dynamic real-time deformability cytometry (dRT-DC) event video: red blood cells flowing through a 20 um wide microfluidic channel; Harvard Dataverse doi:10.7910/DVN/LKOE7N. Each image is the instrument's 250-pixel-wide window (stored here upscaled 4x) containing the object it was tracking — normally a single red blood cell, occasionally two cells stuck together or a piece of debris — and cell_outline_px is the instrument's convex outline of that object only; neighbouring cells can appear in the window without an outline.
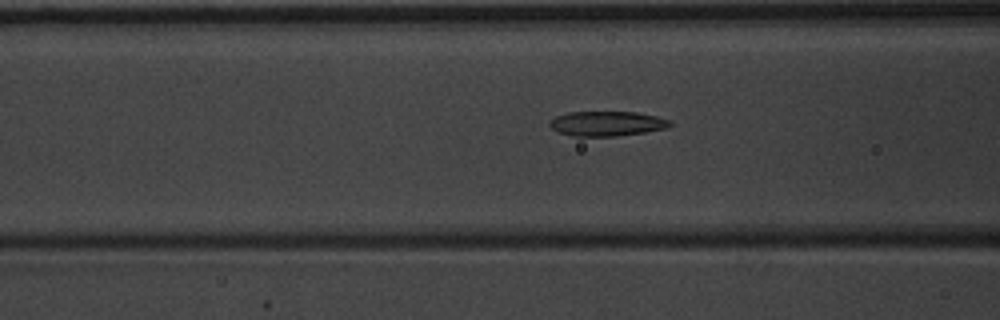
{"species": "common noctule bat (a hibernating species)", "species_latin": "Nyctalus noctula", "temperature_condition": "warm", "stored_images_in_passage": 35, "camera_frame_rate_fps": 3000, "um_per_image_px": 0.085, "animal": {"sex": "male", "body_mass_g": 20.1, "forearm_length_mm": 53.5}, "frame": {"image": 1, "passage_image": 4, "time_ms": 1.0, "image_size_px": [1000, 320], "cell_outline_px": [[672, 124], [668, 128], [644, 132], [616, 136], [572, 136], [560, 132], [552, 128], [548, 124], [548, 120], [556, 116], [568, 112], [636, 112], [656, 116], [672, 120]], "centroid_in_image_um": [51.59, 10.5], "position_along_channel_um": 115.0, "area_um2": 17.46}}
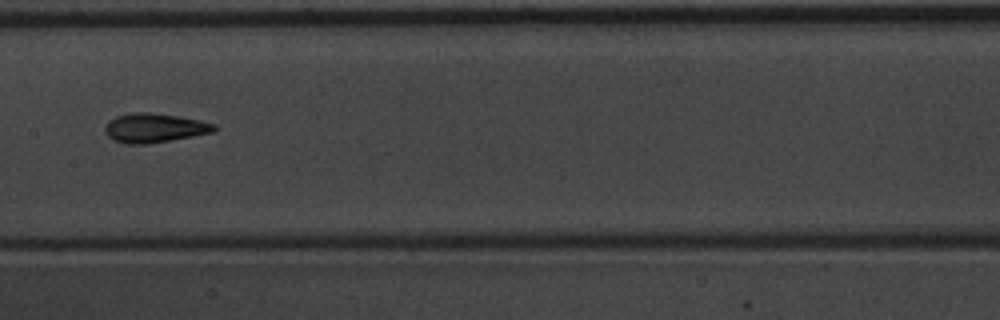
{"frame": {"image": 2, "passage_image": 10, "time_ms": 3.0, "image_size_px": [1000, 320], "cell_outline_px": [[216, 128], [212, 132], [192, 136], [148, 144], [124, 144], [112, 140], [104, 132], [104, 128], [108, 120], [116, 116], [132, 112], [148, 112], [176, 116], [200, 120], [216, 124]], "centroid_in_image_um": [13.06, 10.88], "position_along_channel_um": 194.3, "area_um2": 18.61}}
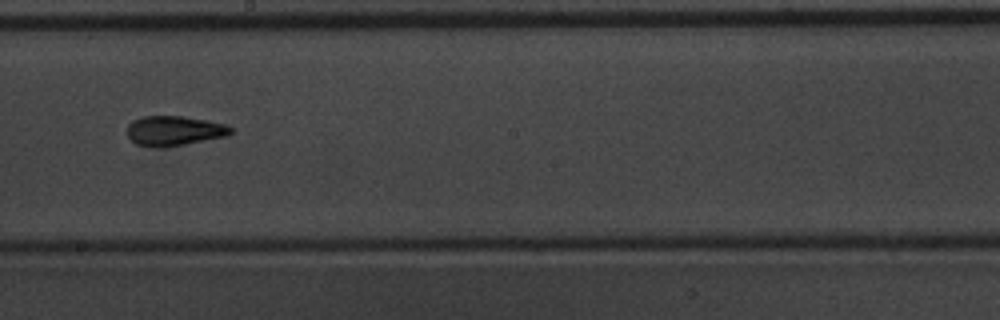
{"frame": {"image": 3, "passage_image": 13, "time_ms": 4.0, "image_size_px": [1000, 320], "cell_outline_px": [[236, 132], [228, 136], [160, 148], [136, 144], [128, 136], [128, 124], [132, 120], [144, 116], [180, 116], [204, 120], [224, 124], [232, 128]], "centroid_in_image_um": [14.82, 11.11], "position_along_channel_um": 233.4, "area_um2": 17.86}}